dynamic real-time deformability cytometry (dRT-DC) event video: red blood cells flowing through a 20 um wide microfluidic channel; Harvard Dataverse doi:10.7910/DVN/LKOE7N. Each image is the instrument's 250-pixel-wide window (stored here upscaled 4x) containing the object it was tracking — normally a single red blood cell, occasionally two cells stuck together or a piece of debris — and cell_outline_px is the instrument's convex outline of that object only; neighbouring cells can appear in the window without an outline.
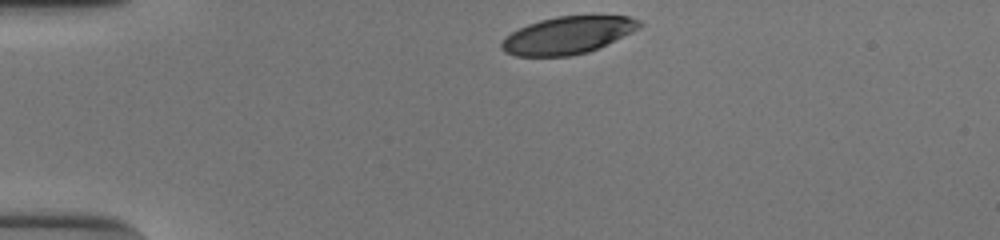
{"species": "human", "species_latin": "Homo sapiens", "temperature_condition": "cold", "stored_images_in_passage": 33, "camera_frame_rate_fps": 3000, "um_per_image_px": 0.085, "donor": {"sex": "male"}, "frame": {"image": 1, "passage_image": 1, "time_ms": 0.0, "image_size_px": [1000, 240], "cell_outline_px": [[644, 24], [640, 28], [600, 48], [588, 52], [568, 56], [516, 56], [504, 52], [500, 48], [500, 44], [512, 32], [528, 24], [540, 20], [556, 16], [628, 16], [640, 20]], "centroid_in_image_um": [48.29, 3.0], "position_along_channel_um": 36.7, "area_um2": 30.0}}
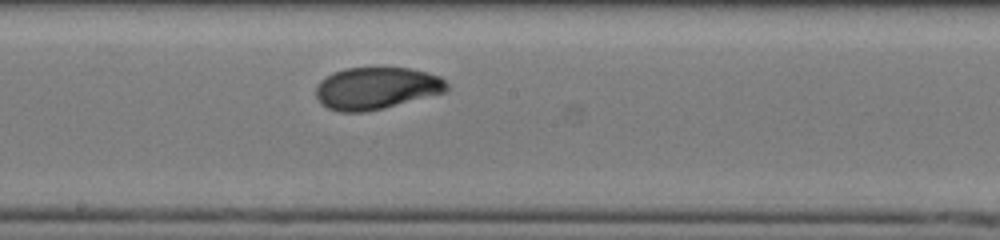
{"frame": {"image": 2, "passage_image": 19, "time_ms": 6.0, "image_size_px": [1000, 240], "cell_outline_px": [[448, 88], [444, 92], [384, 108], [364, 112], [340, 112], [328, 108], [320, 104], [316, 96], [316, 84], [320, 80], [332, 72], [344, 68], [412, 68], [440, 76], [448, 84]], "centroid_in_image_um": [31.95, 7.5], "position_along_channel_um": 216.3, "area_um2": 32.19}}
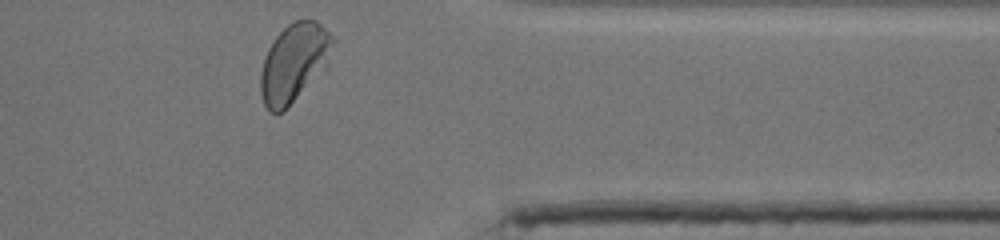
{"frame": {"image": 3, "passage_image": 33, "time_ms": 10.667, "image_size_px": [1000, 240], "cell_outline_px": [[336, 40], [284, 112], [276, 116], [268, 112], [264, 104], [260, 92], [260, 76], [264, 60], [268, 48], [276, 36], [292, 20], [316, 20], [336, 36]], "centroid_in_image_um": [24.86, 5.28], "position_along_channel_um": 386.5, "area_um2": 30.98}, "authors_computed_cell_mechanics": {"area_um2": 32.4258, "velocity_mm_per_s": 3.8527, "shape_relaxation_time_tau1_ms": 4.233, "shape_relaxation_time_tau2_ms": 0.8661, "deformation_change_tau1": 0.1859, "deformation_change_tau2": 0.0432}}